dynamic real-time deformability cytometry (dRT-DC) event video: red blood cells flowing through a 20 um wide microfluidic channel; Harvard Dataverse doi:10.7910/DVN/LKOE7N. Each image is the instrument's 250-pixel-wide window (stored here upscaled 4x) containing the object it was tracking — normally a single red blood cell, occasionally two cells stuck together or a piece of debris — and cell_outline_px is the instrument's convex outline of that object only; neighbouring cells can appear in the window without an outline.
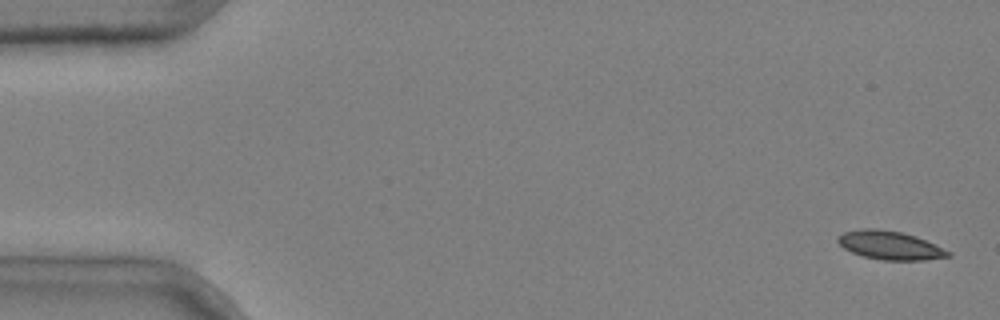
{"species": "common noctule bat (a hibernating species)", "species_latin": "Nyctalus noctula", "temperature_condition": "cold", "stored_images_in_passage": 4, "camera_frame_rate_fps": 3000, "um_per_image_px": 0.085, "animal": {"sex": "male", "body_mass_g": 20.4}, "frame": {"image": 1, "passage_image": 1, "time_ms": 0.0, "image_size_px": [1000, 320], "cell_outline_px": [[952, 256], [924, 260], [884, 260], [864, 256], [852, 252], [844, 248], [836, 240], [836, 236], [844, 232], [864, 228], [876, 228], [900, 232], [916, 236], [952, 252]], "centroid_in_image_um": [75.65, 20.85], "position_along_channel_um": 9.4, "area_um2": 18.26}}
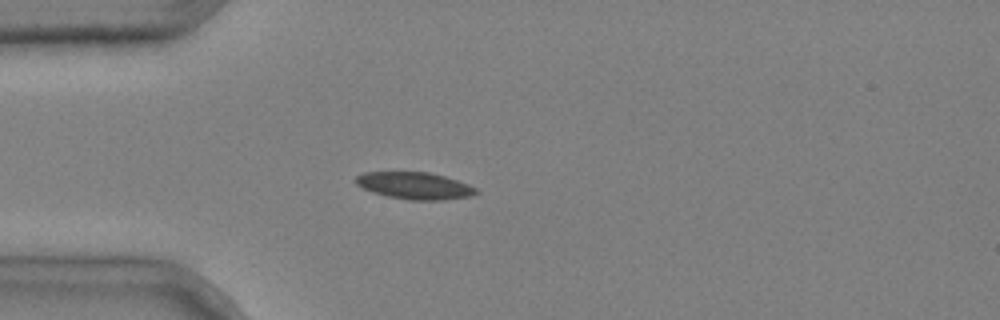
{"frame": {"image": 2, "passage_image": 4, "time_ms": 1.0, "image_size_px": [1000, 320], "cell_outline_px": [[480, 192], [472, 196], [444, 200], [408, 200], [388, 196], [372, 192], [356, 184], [356, 176], [364, 172], [428, 172], [444, 176], [468, 184], [476, 188]], "centroid_in_image_um": [35.27, 15.79], "position_along_channel_um": 49.7, "area_um2": 18.9}}